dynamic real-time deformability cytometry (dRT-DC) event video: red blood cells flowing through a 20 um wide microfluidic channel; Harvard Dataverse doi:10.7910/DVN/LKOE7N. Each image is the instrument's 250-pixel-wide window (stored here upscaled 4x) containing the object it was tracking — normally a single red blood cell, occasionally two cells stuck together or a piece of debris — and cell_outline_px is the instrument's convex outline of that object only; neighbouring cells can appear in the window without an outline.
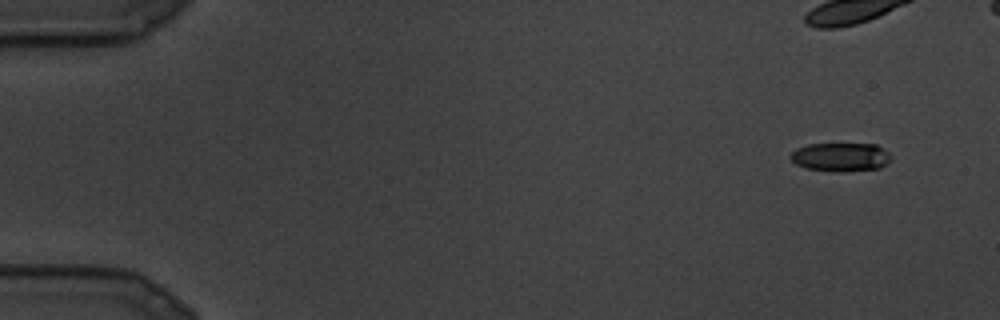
{"species": "common noctule bat (a hibernating species)", "species_latin": "Nyctalus noctula", "temperature_condition": "cold", "stored_images_in_passage": 25, "camera_frame_rate_fps": 3000, "um_per_image_px": 0.085, "animal": {"sex": "male", "body_mass_g": 19.5, "forearm_length_mm": 54.6}, "frame": {"image": 1, "passage_image": 1, "time_ms": 0.0, "image_size_px": [1000, 320], "cell_outline_px": [[892, 160], [880, 168], [844, 172], [836, 172], [804, 168], [796, 164], [788, 156], [796, 148], [808, 144], [876, 144], [888, 152], [892, 156]], "centroid_in_image_um": [71.46, 13.35], "position_along_channel_um": 13.5, "area_um2": 17.05}}